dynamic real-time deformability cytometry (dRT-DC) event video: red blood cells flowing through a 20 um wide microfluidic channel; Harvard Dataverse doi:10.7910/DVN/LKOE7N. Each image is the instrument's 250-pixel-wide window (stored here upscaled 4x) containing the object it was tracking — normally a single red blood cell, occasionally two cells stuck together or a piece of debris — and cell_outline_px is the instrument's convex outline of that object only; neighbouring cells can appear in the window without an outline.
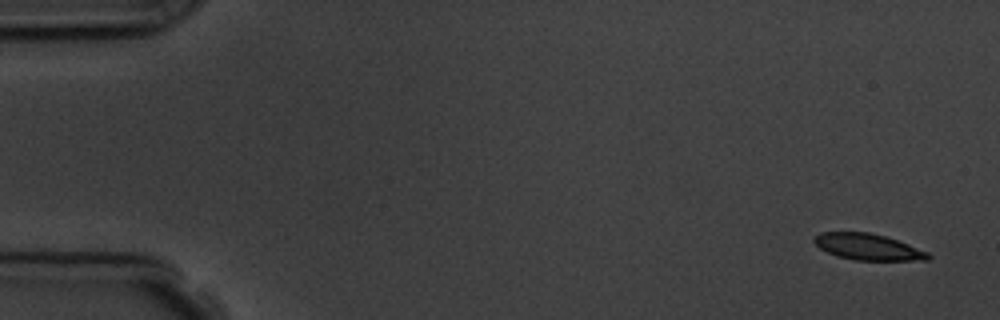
{"species": "common noctule bat (a hibernating species)", "species_latin": "Nyctalus noctula", "temperature_condition": "room temperature", "stored_images_in_passage": 6, "segment_of_instrument_passage": [1, 2], "camera_frame_rate_fps": 3000, "um_per_image_px": 0.085, "animal": {"sex": "male", "body_mass_g": 19.5, "forearm_length_mm": 54.6}, "frame": {"image": 1, "passage_image": 1, "time_ms": 0.0, "image_size_px": [1000, 320], "cell_outline_px": [[932, 256], [928, 260], [856, 260], [836, 256], [820, 248], [812, 240], [820, 232], [868, 232], [884, 236], [908, 244], [928, 252]], "centroid_in_image_um": [73.77, 20.99], "position_along_channel_um": 11.2, "area_um2": 17.28}}